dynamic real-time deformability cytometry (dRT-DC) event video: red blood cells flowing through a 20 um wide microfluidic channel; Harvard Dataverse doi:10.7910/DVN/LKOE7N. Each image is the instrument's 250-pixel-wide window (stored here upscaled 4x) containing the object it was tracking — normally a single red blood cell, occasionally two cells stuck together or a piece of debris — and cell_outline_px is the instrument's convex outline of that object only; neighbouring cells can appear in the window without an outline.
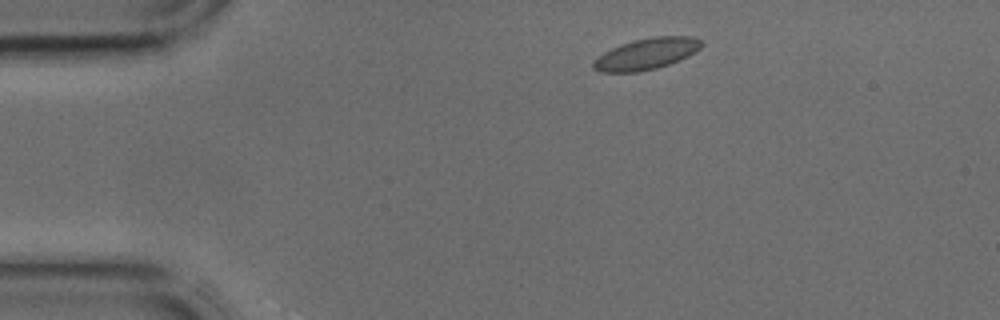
{"species": "common noctule bat (a hibernating species)", "species_latin": "Nyctalus noctula", "temperature_condition": "cold", "stored_images_in_passage": 37, "camera_frame_rate_fps": 3000, "um_per_image_px": 0.085, "animal": {"sex": "male", "body_mass_g": 17.9, "forearm_length_mm": 54.2}, "frame": {"image": 1, "passage_image": 1, "time_ms": 0.0, "image_size_px": [1000, 320], "cell_outline_px": [[704, 44], [700, 48], [688, 56], [680, 60], [656, 68], [640, 72], [596, 72], [592, 68], [592, 60], [604, 52], [620, 44], [632, 40], [652, 36], [692, 36], [700, 40]], "centroid_in_image_um": [54.91, 4.58], "position_along_channel_um": 30.1, "area_um2": 19.94}}
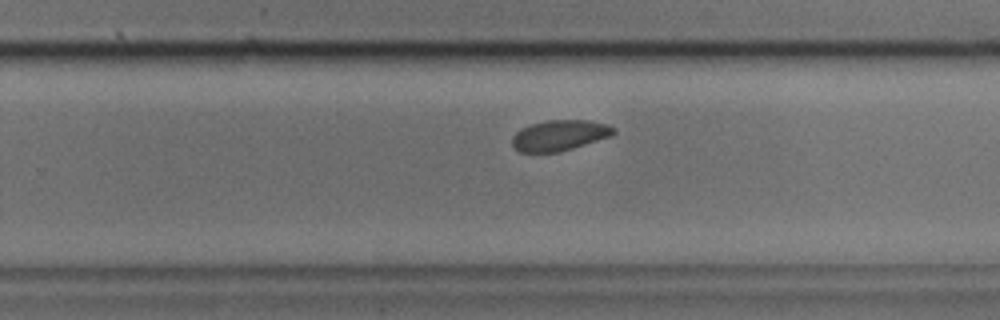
{"frame": {"image": 2, "passage_image": 21, "time_ms": 6.667, "image_size_px": [1000, 320], "cell_outline_px": [[616, 132], [612, 136], [560, 152], [520, 152], [512, 144], [512, 136], [520, 128], [532, 124], [548, 120], [588, 120], [608, 124], [616, 128]], "centroid_in_image_um": [47.59, 11.5], "position_along_channel_um": 282.2, "area_um2": 18.21}}
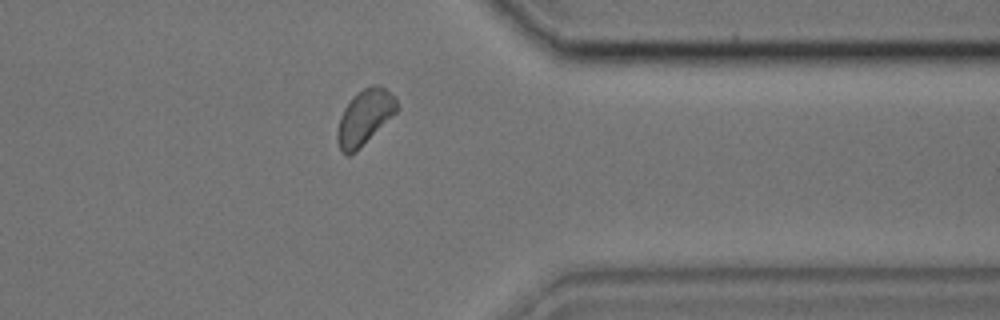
{"frame": {"image": 3, "passage_image": 28, "time_ms": 9.0, "image_size_px": [1000, 320], "cell_outline_px": [[400, 108], [356, 152], [348, 156], [340, 152], [336, 140], [336, 132], [340, 116], [344, 108], [352, 96], [364, 88], [372, 84], [376, 84], [384, 88], [400, 104]], "centroid_in_image_um": [30.96, 9.99], "position_along_channel_um": 380.4, "area_um2": 19.19}}